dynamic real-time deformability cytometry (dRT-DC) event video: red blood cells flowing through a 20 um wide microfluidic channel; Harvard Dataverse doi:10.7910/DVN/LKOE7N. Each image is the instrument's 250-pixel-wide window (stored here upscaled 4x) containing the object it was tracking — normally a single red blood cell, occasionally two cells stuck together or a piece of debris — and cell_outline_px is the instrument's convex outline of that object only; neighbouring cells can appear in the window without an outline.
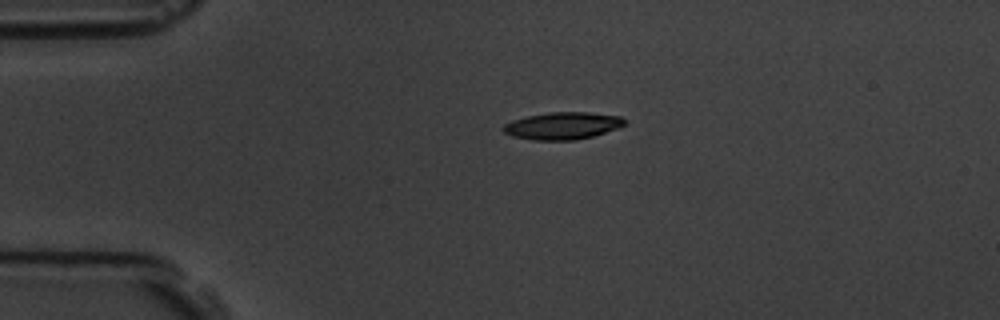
{"species": "common noctule bat (a hibernating species)", "species_latin": "Nyctalus noctula", "temperature_condition": "room temperature", "stored_images_in_passage": 2, "camera_frame_rate_fps": 3000, "um_per_image_px": 0.085, "animal": {"sex": "male", "body_mass_g": 19.5, "forearm_length_mm": 54.6}, "frame": {"image": 1, "passage_image": 1, "time_ms": 0.0, "image_size_px": [1000, 320], "cell_outline_px": [[624, 124], [616, 128], [592, 136], [576, 140], [532, 140], [512, 136], [504, 132], [504, 124], [512, 120], [528, 116], [548, 112], [588, 112], [620, 116], [624, 120]], "centroid_in_image_um": [47.78, 10.69], "position_along_channel_um": 37.2, "area_um2": 19.02}}